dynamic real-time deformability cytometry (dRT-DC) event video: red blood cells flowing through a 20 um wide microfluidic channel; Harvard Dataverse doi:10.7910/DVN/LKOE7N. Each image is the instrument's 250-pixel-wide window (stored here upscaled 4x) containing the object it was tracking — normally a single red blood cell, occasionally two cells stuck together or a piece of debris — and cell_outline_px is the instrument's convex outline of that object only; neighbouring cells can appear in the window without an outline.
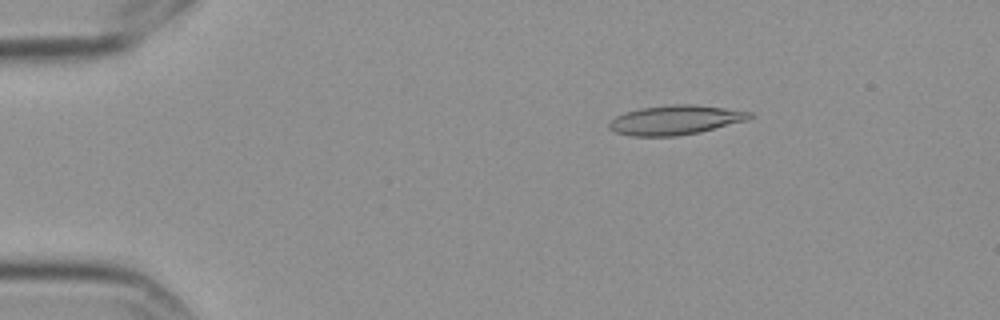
{"species": "Egyptian fruit bat (a non-hibernating species)", "species_latin": "Rousettus aegyptiacus", "temperature_condition": "cold", "stored_images_in_passage": 5, "camera_frame_rate_fps": 3000, "um_per_image_px": 0.085, "frame": {"image": 1, "passage_image": 3, "time_ms": 0.667, "image_size_px": [1000, 320], "cell_outline_px": [[756, 116], [748, 120], [700, 132], [676, 136], [632, 136], [616, 132], [608, 128], [608, 124], [616, 116], [624, 112], [640, 108], [672, 104], [696, 104], [752, 112]], "centroid_in_image_um": [57.43, 10.19], "position_along_channel_um": 27.6, "area_um2": 24.22}}